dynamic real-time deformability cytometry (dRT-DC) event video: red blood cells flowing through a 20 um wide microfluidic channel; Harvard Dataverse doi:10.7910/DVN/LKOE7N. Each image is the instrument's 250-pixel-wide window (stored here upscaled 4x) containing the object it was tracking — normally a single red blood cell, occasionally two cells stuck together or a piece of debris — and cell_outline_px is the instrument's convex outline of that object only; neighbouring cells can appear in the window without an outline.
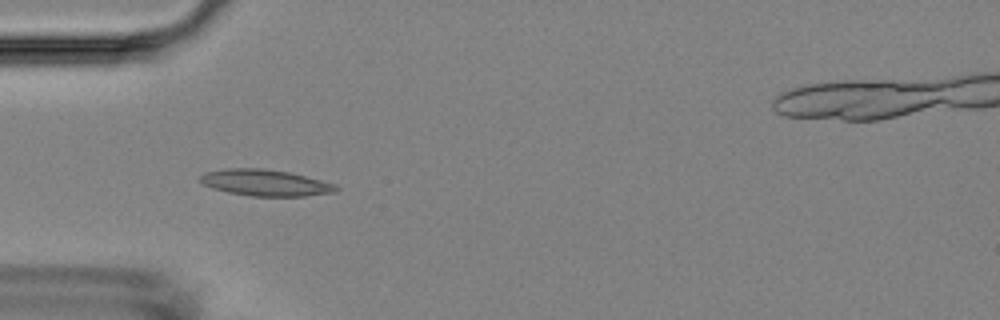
{"species": "Egyptian fruit bat (a non-hibernating species)", "species_latin": "Rousettus aegyptiacus", "temperature_condition": "room temperature", "stored_images_in_passage": 7, "camera_frame_rate_fps": 3000, "um_per_image_px": 0.085, "animal": {"sex": "female"}, "frame": {"image": 1, "passage_image": 4, "time_ms": 4.333, "image_size_px": [1000, 320], "cell_outline_px": [[340, 188], [336, 192], [304, 196], [252, 196], [228, 192], [212, 188], [196, 180], [204, 172], [224, 168], [260, 168], [288, 172], [336, 184]], "centroid_in_image_um": [22.51, 15.53], "position_along_channel_um": 62.5, "area_um2": 20.92}}
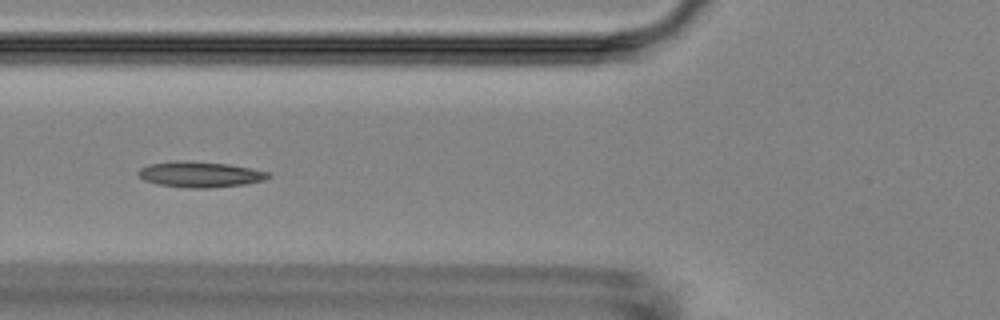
{"frame": {"image": 2, "passage_image": 5, "time_ms": 5.667, "image_size_px": [1000, 320], "cell_outline_px": [[272, 176], [264, 180], [244, 184], [208, 188], [188, 188], [160, 184], [144, 180], [136, 172], [140, 168], [148, 164], [172, 160], [184, 160], [228, 164], [252, 168], [268, 172]], "centroid_in_image_um": [16.99, 14.81], "position_along_channel_um": 108.8, "area_um2": 19.54}}
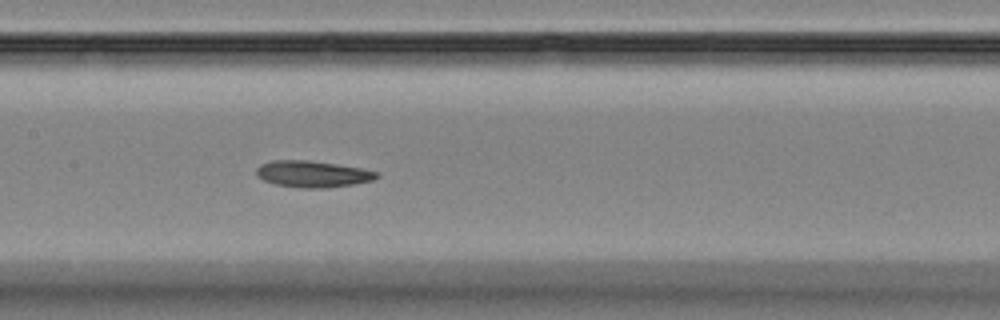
{"frame": {"image": 3, "passage_image": 7, "time_ms": 7.667, "image_size_px": [1000, 320], "cell_outline_px": [[380, 176], [372, 180], [352, 184], [328, 188], [304, 188], [276, 184], [264, 180], [256, 176], [256, 168], [260, 164], [272, 160], [308, 160], [336, 164], [360, 168], [380, 172]], "centroid_in_image_um": [26.56, 14.78], "position_along_channel_um": 180.8, "area_um2": 18.55}}